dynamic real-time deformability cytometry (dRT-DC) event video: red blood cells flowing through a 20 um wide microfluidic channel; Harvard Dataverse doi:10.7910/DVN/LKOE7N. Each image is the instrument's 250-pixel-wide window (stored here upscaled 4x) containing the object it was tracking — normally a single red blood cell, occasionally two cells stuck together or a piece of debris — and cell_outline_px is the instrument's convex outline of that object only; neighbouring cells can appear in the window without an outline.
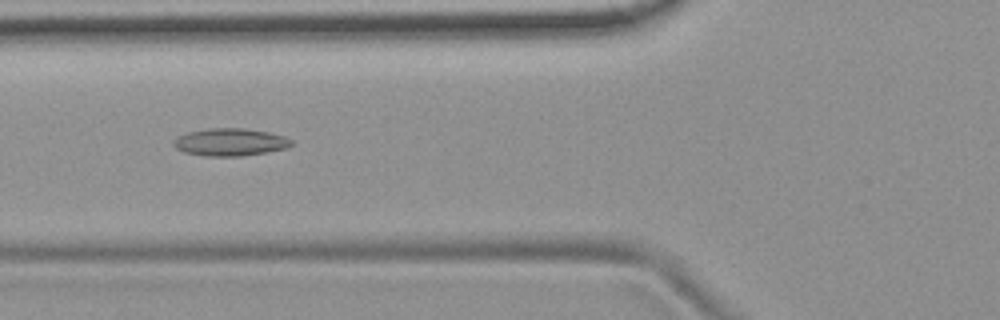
{"species": "common noctule bat (a hibernating species)", "species_latin": "Nyctalus noctula", "temperature_condition": "room temperature", "stored_images_in_passage": 9, "camera_frame_rate_fps": 3000, "um_per_image_px": 0.085, "animal": {"sex": "female", "body_mass_g": 19.9}, "frame": {"image": 1, "passage_image": 7, "time_ms": 2.0, "image_size_px": [1000, 320], "cell_outline_px": [[292, 144], [288, 148], [268, 152], [240, 156], [204, 156], [184, 152], [176, 148], [172, 144], [172, 140], [176, 136], [188, 132], [208, 128], [244, 128], [268, 132], [284, 136], [292, 140]], "centroid_in_image_um": [19.54, 12.08], "position_along_channel_um": 106.3, "area_um2": 19.07}}